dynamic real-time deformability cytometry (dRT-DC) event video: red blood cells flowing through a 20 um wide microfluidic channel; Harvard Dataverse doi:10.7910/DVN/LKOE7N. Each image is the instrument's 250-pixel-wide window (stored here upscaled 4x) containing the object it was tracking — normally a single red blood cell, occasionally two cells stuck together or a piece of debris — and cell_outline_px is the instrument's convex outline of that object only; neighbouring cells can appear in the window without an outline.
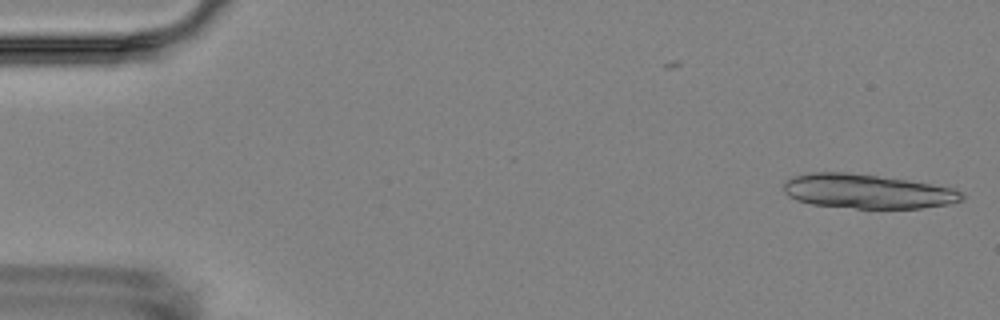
{"species": "Egyptian fruit bat (a non-hibernating species)", "species_latin": "Rousettus aegyptiacus", "temperature_condition": "room temperature", "stored_images_in_passage": 2, "camera_frame_rate_fps": 3000, "um_per_image_px": 0.085, "animal": {"sex": "female"}, "frame": {"image": 1, "passage_image": 2, "time_ms": 1.333, "image_size_px": [1000, 320], "cell_outline_px": [[964, 200], [948, 204], [920, 208], [856, 208], [812, 204], [796, 200], [788, 196], [784, 192], [784, 180], [792, 176], [812, 172], [848, 172], [908, 180], [956, 188], [964, 192]], "centroid_in_image_um": [73.73, 16.26], "position_along_channel_um": 11.3, "area_um2": 35.84}}